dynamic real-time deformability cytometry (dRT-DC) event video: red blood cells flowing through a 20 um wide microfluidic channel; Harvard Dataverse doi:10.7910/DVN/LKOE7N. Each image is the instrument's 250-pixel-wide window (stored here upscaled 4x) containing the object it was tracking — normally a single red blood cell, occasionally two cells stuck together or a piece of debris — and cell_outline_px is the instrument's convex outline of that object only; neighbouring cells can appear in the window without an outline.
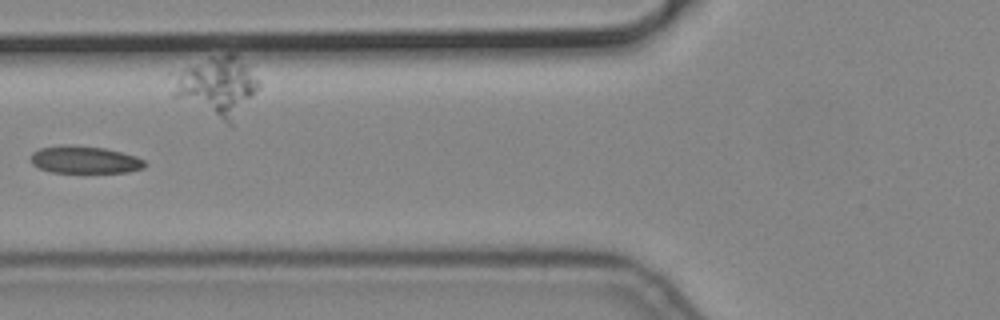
{"species": "common noctule bat (a hibernating species)", "species_latin": "Nyctalus noctula", "temperature_condition": "cold", "stored_images_in_passage": 10, "camera_frame_rate_fps": 3000, "um_per_image_px": 0.085, "animal": {"sex": "male", "body_mass_g": 19.2, "forearm_length_mm": 51.8}, "frame": {"image": 1, "passage_image": 6, "time_ms": 1.667, "image_size_px": [1000, 320], "cell_outline_px": [[148, 164], [144, 168], [128, 172], [52, 172], [40, 168], [32, 164], [32, 152], [40, 148], [60, 144], [72, 144], [104, 148], [136, 156], [144, 160]], "centroid_in_image_um": [7.21, 13.56], "position_along_channel_um": 118.6, "area_um2": 18.26}}
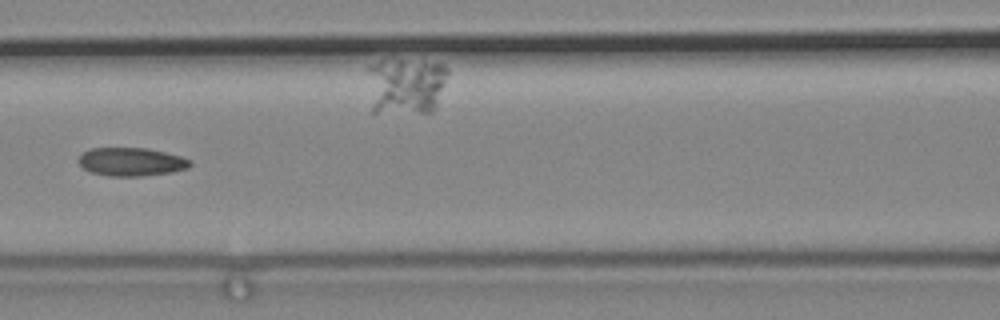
{"frame": {"image": 2, "passage_image": 7, "time_ms": 2.0, "image_size_px": [1000, 320], "cell_outline_px": [[192, 164], [188, 168], [172, 172], [136, 176], [112, 176], [92, 172], [84, 168], [76, 160], [88, 148], [148, 148], [180, 156], [192, 160]], "centroid_in_image_um": [11.17, 13.74], "position_along_channel_um": 155.4, "area_um2": 18.32}}
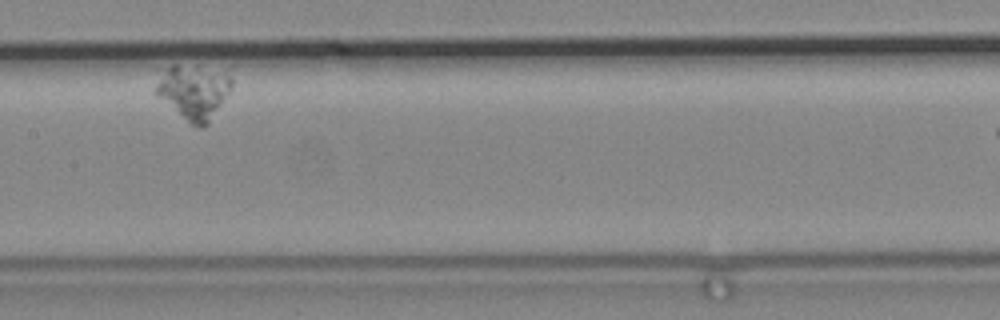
{"frame": {"image": 3, "passage_image": 9, "time_ms": 2.667, "image_size_px": [1000, 320], "cell_outline_px": [[232, 88], [228, 96], [208, 124], [204, 128], [200, 128], [192, 124], [156, 96], [152, 92], [156, 84], [168, 68], [172, 64], [176, 64], [228, 76], [232, 80]], "centroid_in_image_um": [16.44, 7.89], "position_along_channel_um": 191.0, "area_um2": 23.06}}